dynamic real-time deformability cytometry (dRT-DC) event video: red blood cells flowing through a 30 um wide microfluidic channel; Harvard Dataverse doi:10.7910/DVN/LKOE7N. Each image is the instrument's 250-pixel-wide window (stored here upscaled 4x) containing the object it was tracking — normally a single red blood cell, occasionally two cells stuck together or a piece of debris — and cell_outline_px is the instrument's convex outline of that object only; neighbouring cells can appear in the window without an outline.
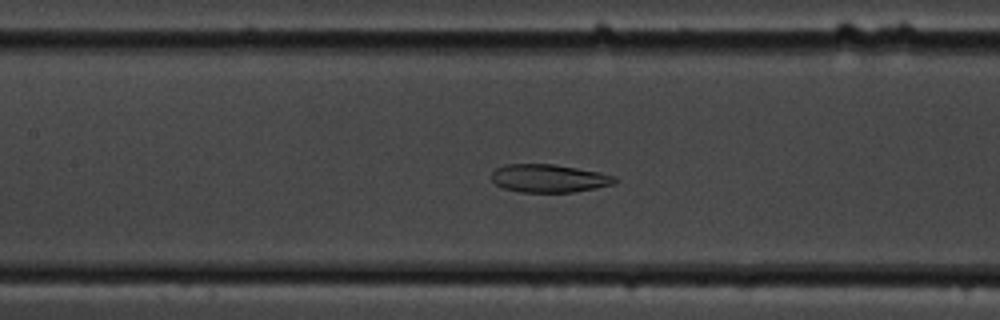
{"species": "common noctule bat (a hibernating species)", "species_latin": "Nyctalus noctula", "temperature_condition": "cold", "stored_images_in_passage": 54, "camera_frame_rate_fps": 3000, "um_per_image_px": 0.085, "animal": {"sex": "male", "body_mass_g": 19.5, "forearm_length_mm": 54.6}, "frame": {"image": 1, "passage_image": 23, "time_ms": 7.333, "image_size_px": [1000, 320], "cell_outline_px": [[620, 180], [612, 184], [596, 188], [572, 192], [520, 192], [504, 188], [496, 184], [492, 180], [492, 172], [496, 168], [504, 164], [552, 164], [600, 172], [616, 176]], "centroid_in_image_um": [46.68, 15.15], "position_along_channel_um": 160.7, "area_um2": 20.17}}
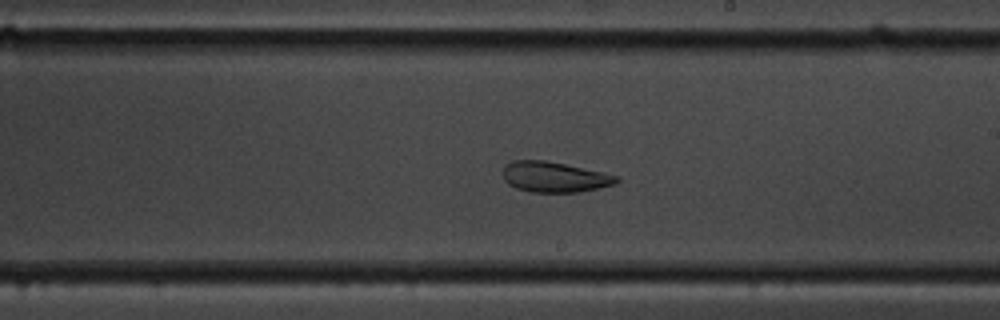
{"frame": {"image": 2, "passage_image": 30, "time_ms": 9.667, "image_size_px": [1000, 320], "cell_outline_px": [[620, 180], [616, 184], [580, 192], [532, 192], [516, 188], [508, 184], [504, 180], [504, 164], [512, 160], [544, 160], [564, 164], [620, 176]], "centroid_in_image_um": [47.12, 15.04], "position_along_channel_um": 241.9, "area_um2": 20.17}}
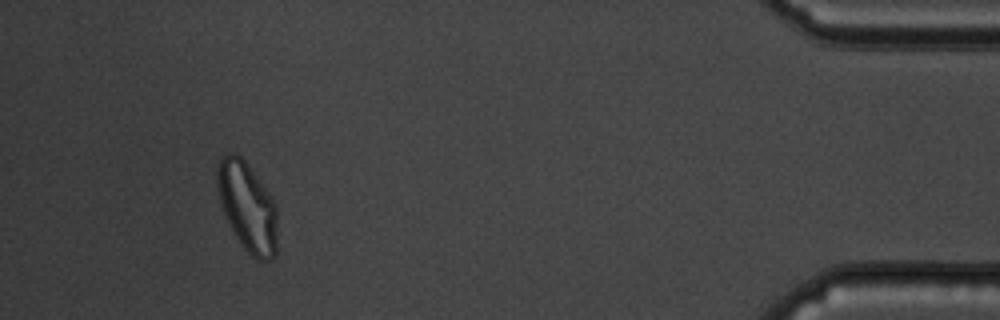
{"frame": {"image": 3, "passage_image": 50, "time_ms": 16.333, "image_size_px": [1000, 320], "cell_outline_px": [[276, 256], [272, 260], [256, 260], [244, 248], [236, 236], [224, 212], [220, 200], [216, 176], [216, 168], [220, 156], [228, 152], [236, 152], [244, 160], [272, 196], [276, 204]], "centroid_in_image_um": [21.03, 17.55], "position_along_channel_um": 414.2, "area_um2": 31.15}, "authors_computed_cell_mechanics": {"area_um2": 28.4954, "velocity_mm_per_s": 3.4831, "shape_relaxation_time_tau1_ms": null, "shape_relaxation_time_tau2_ms": 1.9504, "deformation_change_tau1": null, "deformation_change_tau2": 0.0755}}